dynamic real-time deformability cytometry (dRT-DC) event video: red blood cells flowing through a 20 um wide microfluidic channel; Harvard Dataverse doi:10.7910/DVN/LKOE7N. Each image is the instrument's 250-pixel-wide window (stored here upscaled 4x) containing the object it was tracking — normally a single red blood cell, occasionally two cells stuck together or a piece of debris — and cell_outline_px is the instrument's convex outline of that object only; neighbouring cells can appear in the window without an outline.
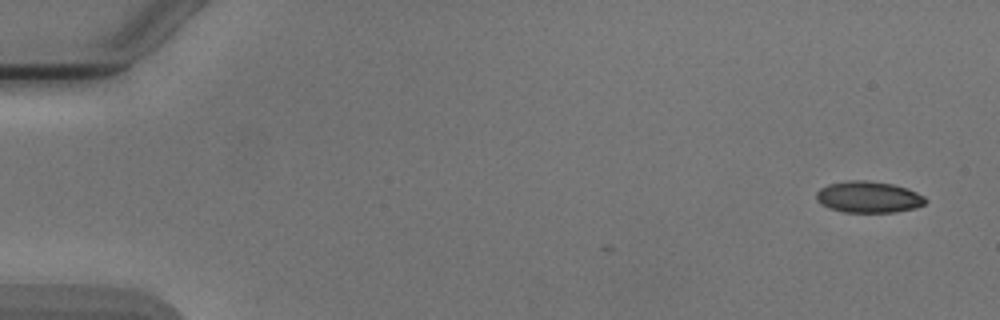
{"species": "Egyptian fruit bat (a non-hibernating species)", "species_latin": "Rousettus aegyptiacus", "temperature_condition": "cold", "stored_images_in_passage": 5, "camera_frame_rate_fps": 3000, "um_per_image_px": 0.085, "animal": {"sex": "male"}, "frame": {"image": 1, "passage_image": 1, "time_ms": 0.0, "image_size_px": [1000, 320], "cell_outline_px": [[928, 200], [924, 204], [912, 208], [896, 212], [844, 212], [828, 208], [816, 200], [816, 192], [820, 188], [828, 184], [844, 180], [868, 180], [892, 184], [908, 188], [924, 196]], "centroid_in_image_um": [73.8, 16.73], "position_along_channel_um": 11.2, "area_um2": 20.11}}